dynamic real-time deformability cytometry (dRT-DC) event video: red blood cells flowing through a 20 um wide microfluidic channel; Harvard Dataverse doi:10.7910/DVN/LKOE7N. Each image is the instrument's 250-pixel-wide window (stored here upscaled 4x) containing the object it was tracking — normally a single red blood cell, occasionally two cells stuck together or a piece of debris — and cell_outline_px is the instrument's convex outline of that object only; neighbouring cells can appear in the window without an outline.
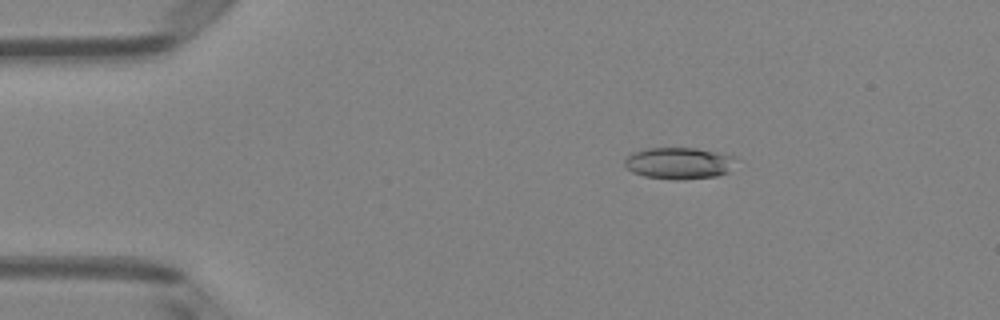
{"species": "Egyptian fruit bat (a non-hibernating species)", "species_latin": "Rousettus aegyptiacus", "temperature_condition": "room temperature", "stored_images_in_passage": 4, "camera_frame_rate_fps": 3000, "um_per_image_px": 0.085, "animal": {"sex": "female"}, "frame": {"image": 1, "passage_image": 1, "time_ms": 0.0, "image_size_px": [1000, 320], "cell_outline_px": [[736, 156], [728, 172], [716, 176], [680, 180], [676, 180], [644, 176], [632, 172], [624, 164], [624, 160], [632, 152], [644, 148], [696, 148]], "centroid_in_image_um": [57.67, 13.87], "position_along_channel_um": 27.3, "area_um2": 20.46}}
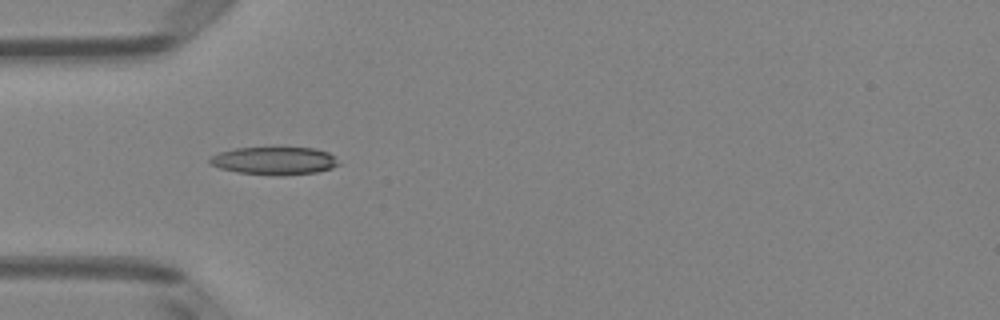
{"frame": {"image": 2, "passage_image": 3, "time_ms": 0.667, "image_size_px": [1000, 320], "cell_outline_px": [[340, 164], [332, 168], [316, 172], [280, 176], [236, 172], [220, 168], [212, 164], [208, 160], [212, 156], [220, 152], [236, 148], [316, 148], [328, 152], [336, 156]], "centroid_in_image_um": [23.37, 13.67], "position_along_channel_um": 61.6, "area_um2": 20.87}}
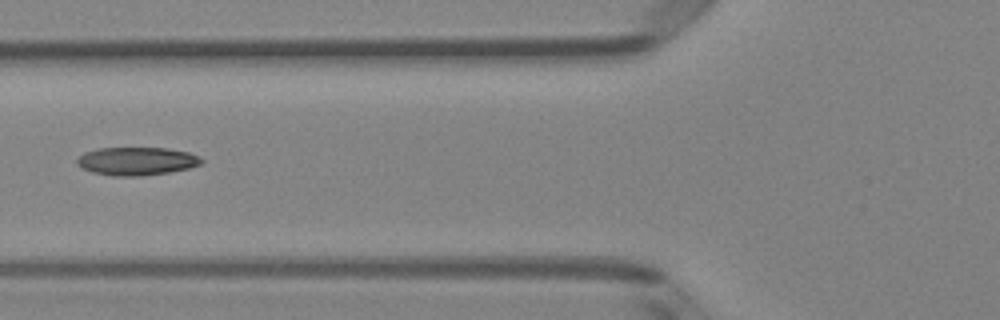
{"frame": {"image": 3, "passage_image": 4, "time_ms": 1.0, "image_size_px": [1000, 320], "cell_outline_px": [[204, 160], [200, 164], [188, 168], [168, 172], [140, 176], [112, 176], [92, 172], [80, 168], [76, 164], [76, 160], [84, 152], [100, 148], [168, 148], [188, 152], [200, 156]], "centroid_in_image_um": [11.59, 13.7], "position_along_channel_um": 114.2, "area_um2": 20.46}}